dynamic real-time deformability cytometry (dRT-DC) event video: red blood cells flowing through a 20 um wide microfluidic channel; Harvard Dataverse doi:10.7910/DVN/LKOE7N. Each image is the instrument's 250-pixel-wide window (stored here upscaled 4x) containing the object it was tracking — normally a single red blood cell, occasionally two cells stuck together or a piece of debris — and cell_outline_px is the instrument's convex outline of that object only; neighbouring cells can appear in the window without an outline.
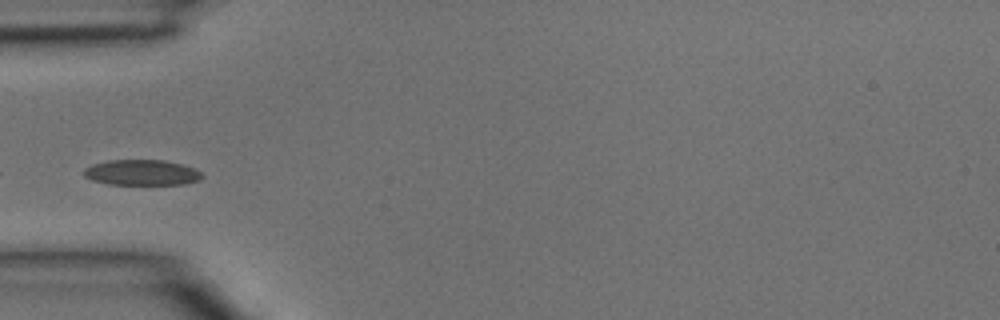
{"species": "common noctule bat (a hibernating species)", "species_latin": "Nyctalus noctula", "temperature_condition": "room temperature", "stored_images_in_passage": 5, "camera_frame_rate_fps": 3000, "um_per_image_px": 0.085, "animal": {"sex": "male", "body_mass_g": 15.6}, "frame": {"image": 1, "passage_image": 1, "time_ms": 0.0, "image_size_px": [1000, 320], "cell_outline_px": [[204, 176], [200, 180], [184, 184], [108, 184], [92, 180], [84, 176], [84, 168], [92, 164], [108, 160], [164, 160], [184, 164], [196, 168]], "centroid_in_image_um": [12.08, 14.66], "position_along_channel_um": 72.9, "area_um2": 17.74}}
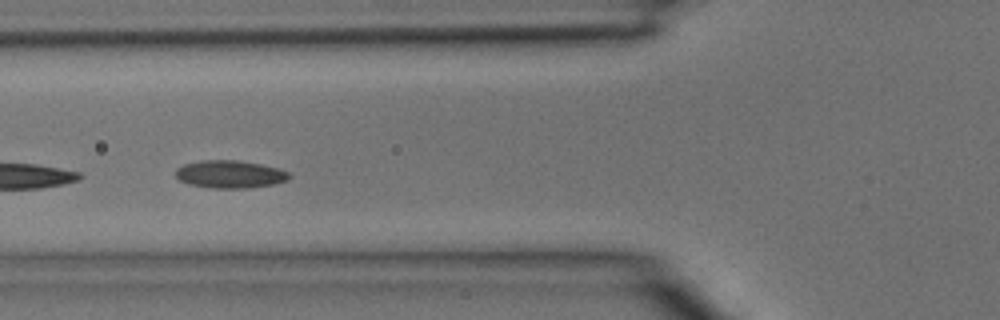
{"frame": {"image": 2, "passage_image": 3, "time_ms": 0.667, "image_size_px": [1000, 320], "cell_outline_px": [[292, 176], [288, 180], [272, 184], [248, 188], [208, 188], [188, 184], [180, 180], [176, 176], [176, 168], [184, 164], [200, 160], [236, 160], [260, 164], [280, 168], [288, 172]], "centroid_in_image_um": [19.54, 14.81], "position_along_channel_um": 106.3, "area_um2": 18.44}}